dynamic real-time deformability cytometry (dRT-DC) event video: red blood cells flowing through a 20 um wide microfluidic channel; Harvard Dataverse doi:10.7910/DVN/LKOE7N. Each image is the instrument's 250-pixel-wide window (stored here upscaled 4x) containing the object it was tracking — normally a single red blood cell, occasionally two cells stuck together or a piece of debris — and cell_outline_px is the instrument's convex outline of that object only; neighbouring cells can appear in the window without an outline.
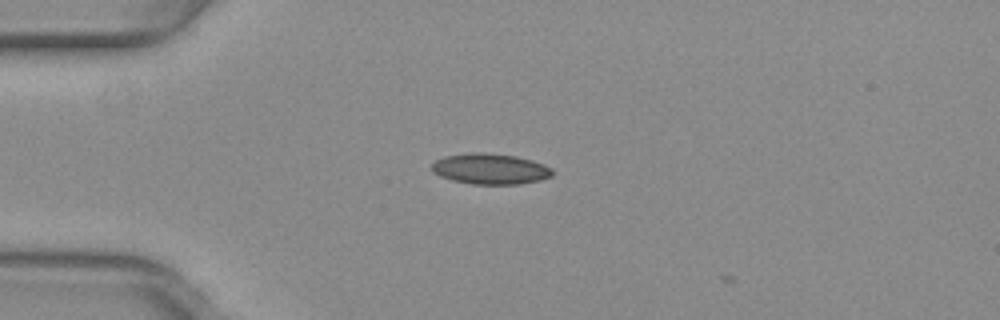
{"species": "common noctule bat (a hibernating species)", "species_latin": "Nyctalus noctula", "temperature_condition": "warm", "stored_images_in_passage": 2, "camera_frame_rate_fps": 3000, "um_per_image_px": 0.085, "animal": {"sex": "female", "body_mass_g": 29.2, "forearm_length_mm": 56.3}, "frame": {"image": 1, "passage_image": 1, "time_ms": 0.0, "image_size_px": [1000, 320], "cell_outline_px": [[552, 176], [540, 180], [520, 184], [472, 184], [452, 180], [440, 176], [432, 172], [432, 164], [436, 160], [444, 156], [468, 152], [484, 152], [516, 156], [532, 160], [544, 164], [552, 168]], "centroid_in_image_um": [41.66, 14.35], "position_along_channel_um": 43.3, "area_um2": 21.73}}